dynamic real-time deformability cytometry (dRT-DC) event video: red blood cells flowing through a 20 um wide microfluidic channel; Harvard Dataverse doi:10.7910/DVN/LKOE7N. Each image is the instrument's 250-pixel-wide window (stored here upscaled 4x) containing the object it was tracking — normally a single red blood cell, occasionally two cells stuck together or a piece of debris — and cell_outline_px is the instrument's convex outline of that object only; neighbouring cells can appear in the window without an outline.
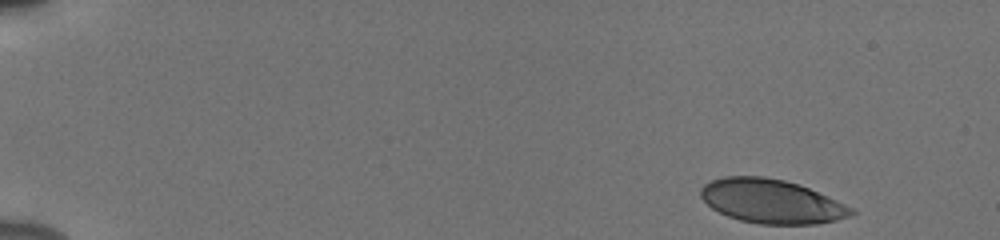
{"species": "human", "species_latin": "Homo sapiens", "temperature_condition": "cold", "stored_images_in_passage": 50, "camera_frame_rate_fps": 3000, "um_per_image_px": 0.085, "donor": {"sex": "male"}, "frame": {"image": 1, "passage_image": 1, "time_ms": 0.0, "image_size_px": [1000, 240], "cell_outline_px": [[856, 212], [848, 216], [836, 220], [816, 224], [760, 224], [740, 220], [728, 216], [712, 208], [700, 196], [700, 188], [704, 184], [712, 180], [724, 176], [764, 176], [784, 180], [800, 184], [844, 204], [852, 208]], "centroid_in_image_um": [65.55, 17.1], "position_along_channel_um": 19.5, "area_um2": 38.38}}
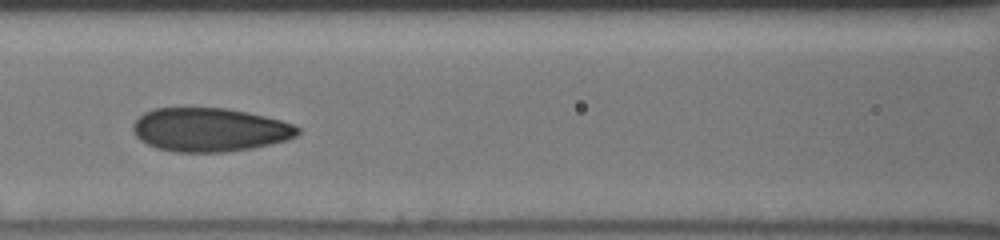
{"frame": {"image": 2, "passage_image": 22, "time_ms": 7.0, "image_size_px": [1000, 240], "cell_outline_px": [[300, 132], [296, 136], [288, 140], [252, 148], [224, 152], [176, 152], [156, 148], [140, 140], [136, 136], [132, 128], [132, 124], [144, 112], [152, 108], [224, 108], [248, 112], [280, 120], [292, 124], [300, 128]], "centroid_in_image_um": [17.81, 11.03], "position_along_channel_um": 148.8, "area_um2": 41.96}}
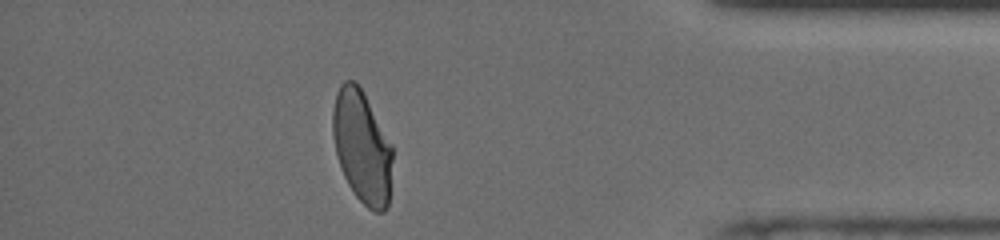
{"frame": {"image": 3, "passage_image": 44, "time_ms": 14.333, "image_size_px": [1000, 240], "cell_outline_px": [[392, 160], [388, 204], [384, 212], [376, 212], [368, 208], [356, 196], [348, 184], [340, 168], [332, 136], [332, 112], [336, 92], [340, 84], [344, 80], [356, 80], [364, 92], [392, 144]], "centroid_in_image_um": [30.75, 12.44], "position_along_channel_um": 404.4, "area_um2": 39.48}, "authors_computed_cell_mechanics": {"area_um2": 40.6912, "velocity_mm_per_s": 3.8703, "shape_relaxation_time_tau1_ms": 5.0824, "shape_relaxation_time_tau2_ms": 1.0556, "deformation_change_tau1": 0.1568, "deformation_change_tau2": 0.0551}}